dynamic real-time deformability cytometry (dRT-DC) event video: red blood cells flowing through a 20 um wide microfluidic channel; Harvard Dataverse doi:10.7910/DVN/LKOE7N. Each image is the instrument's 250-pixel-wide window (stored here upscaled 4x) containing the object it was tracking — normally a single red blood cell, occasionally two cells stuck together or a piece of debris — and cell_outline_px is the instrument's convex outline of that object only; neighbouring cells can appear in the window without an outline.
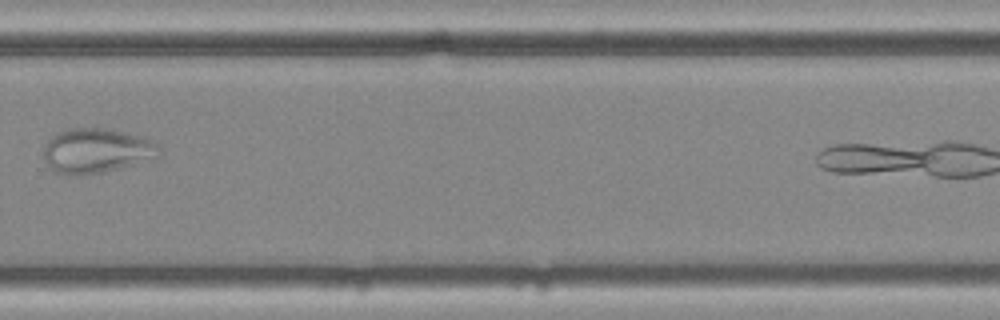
{"species": "common noctule bat (a hibernating species)", "species_latin": "Nyctalus noctula", "temperature_condition": "cold", "stored_images_in_passage": 10, "camera_frame_rate_fps": 3000, "um_per_image_px": 0.085, "animal": {"sex": "female", "body_mass_g": 25.1}, "frame": {"image": 1, "passage_image": 9, "time_ms": 2.667, "image_size_px": [1000, 320], "cell_outline_px": [[160, 156], [116, 168], [100, 172], [80, 176], [68, 176], [56, 172], [48, 164], [44, 156], [44, 148], [48, 140], [52, 136], [68, 128], [104, 128], [124, 132], [160, 144]], "centroid_in_image_um": [8.16, 12.81], "position_along_channel_um": 321.6, "area_um2": 29.59}}